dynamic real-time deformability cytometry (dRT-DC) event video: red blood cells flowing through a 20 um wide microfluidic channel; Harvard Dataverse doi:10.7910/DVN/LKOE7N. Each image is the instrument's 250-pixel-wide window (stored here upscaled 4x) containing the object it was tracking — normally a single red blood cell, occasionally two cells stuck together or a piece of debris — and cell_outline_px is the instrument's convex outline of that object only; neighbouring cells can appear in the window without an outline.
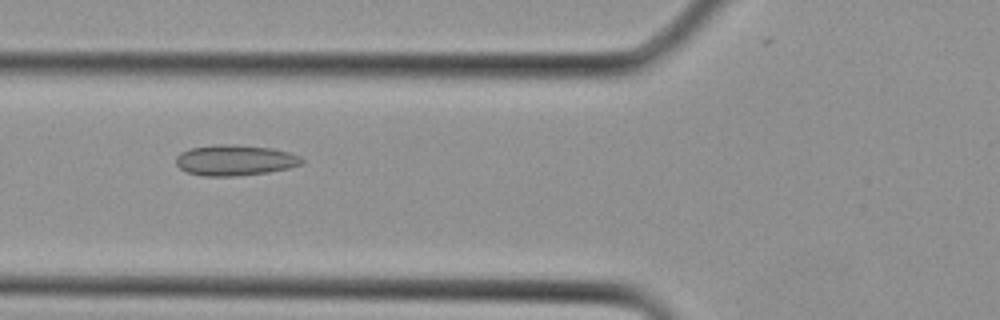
{"species": "Egyptian fruit bat (a non-hibernating species)", "species_latin": "Rousettus aegyptiacus", "temperature_condition": "cold", "stored_images_in_passage": 3, "camera_frame_rate_fps": 3000, "um_per_image_px": 0.085, "animal": {"sex": "female"}, "frame": {"image": 1, "passage_image": 3, "time_ms": 0.667, "image_size_px": [1000, 320], "cell_outline_px": [[304, 164], [288, 168], [268, 172], [236, 176], [200, 176], [188, 172], [180, 168], [176, 164], [176, 156], [180, 152], [192, 148], [220, 144], [236, 144], [272, 148], [288, 152], [300, 156], [304, 160]], "centroid_in_image_um": [19.98, 13.62], "position_along_channel_um": 105.8, "area_um2": 22.6}}